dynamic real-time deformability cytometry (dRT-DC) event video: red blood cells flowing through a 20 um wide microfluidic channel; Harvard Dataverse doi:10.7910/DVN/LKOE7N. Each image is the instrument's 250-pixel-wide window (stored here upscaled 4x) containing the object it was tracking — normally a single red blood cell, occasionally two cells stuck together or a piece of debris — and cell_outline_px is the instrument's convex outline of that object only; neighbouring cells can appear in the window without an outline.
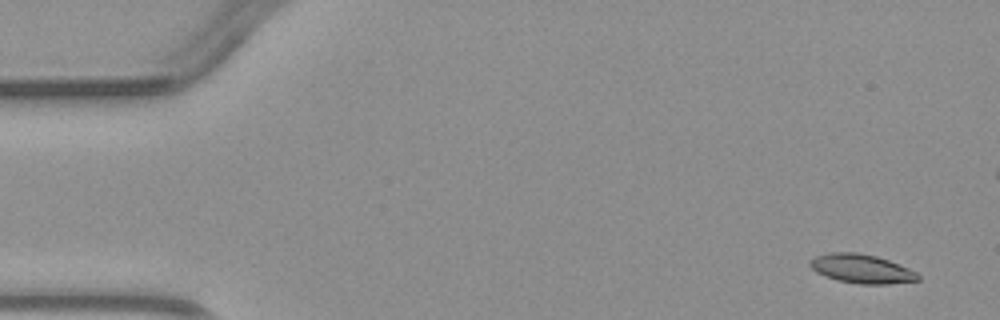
{"species": "common noctule bat (a hibernating species)", "species_latin": "Nyctalus noctula", "temperature_condition": "warm", "stored_images_in_passage": 4, "camera_frame_rate_fps": 3000, "um_per_image_px": 0.085, "animal": {"sex": "male", "body_mass_g": 23.1, "forearm_length_mm": 52.7}, "frame": {"image": 1, "passage_image": 1, "time_ms": 0.0, "image_size_px": [1000, 320], "cell_outline_px": [[920, 280], [888, 284], [860, 284], [836, 280], [824, 276], [816, 272], [808, 264], [808, 260], [816, 256], [828, 252], [856, 252], [876, 256], [888, 260], [908, 268], [916, 272], [920, 276]], "centroid_in_image_um": [73.2, 22.84], "position_along_channel_um": 11.8, "area_um2": 18.32}}
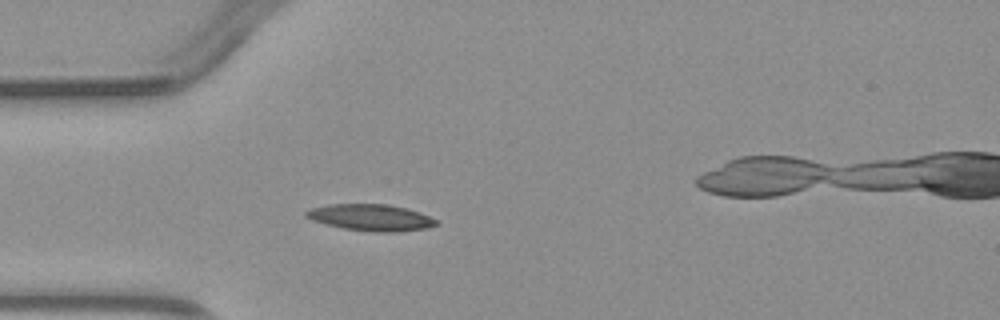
{"frame": {"image": 2, "passage_image": 4, "time_ms": 3.667, "image_size_px": [1000, 320], "cell_outline_px": [[440, 224], [428, 228], [396, 232], [372, 232], [344, 228], [312, 220], [304, 216], [304, 212], [312, 208], [328, 204], [388, 204], [420, 212], [436, 220]], "centroid_in_image_um": [31.53, 18.49], "position_along_channel_um": 53.5, "area_um2": 20.06}}